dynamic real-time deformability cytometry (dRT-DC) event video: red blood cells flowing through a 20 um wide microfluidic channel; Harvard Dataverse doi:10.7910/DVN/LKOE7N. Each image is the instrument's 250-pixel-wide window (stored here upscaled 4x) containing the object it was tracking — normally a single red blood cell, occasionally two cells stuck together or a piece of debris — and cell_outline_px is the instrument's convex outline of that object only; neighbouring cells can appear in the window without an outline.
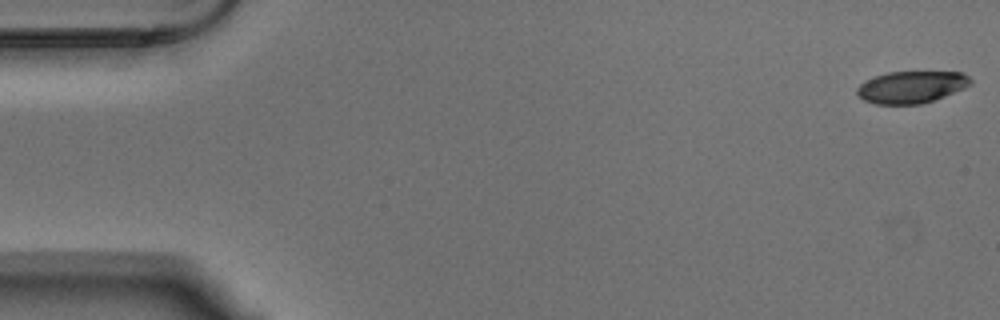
{"species": "Egyptian fruit bat (a non-hibernating species)", "species_latin": "Rousettus aegyptiacus", "temperature_condition": "warm", "stored_images_in_passage": 55, "camera_frame_rate_fps": 3000, "um_per_image_px": 0.085, "animal": {"sex": "male"}, "frame": {"image": 1, "passage_image": 1, "time_ms": 0.0, "image_size_px": [1000, 320], "cell_outline_px": [[972, 84], [964, 88], [944, 96], [920, 104], [876, 104], [864, 100], [856, 92], [856, 88], [860, 84], [876, 76], [888, 72], [964, 72], [972, 80]], "centroid_in_image_um": [77.49, 7.39], "position_along_channel_um": 7.5, "area_um2": 20.98}}
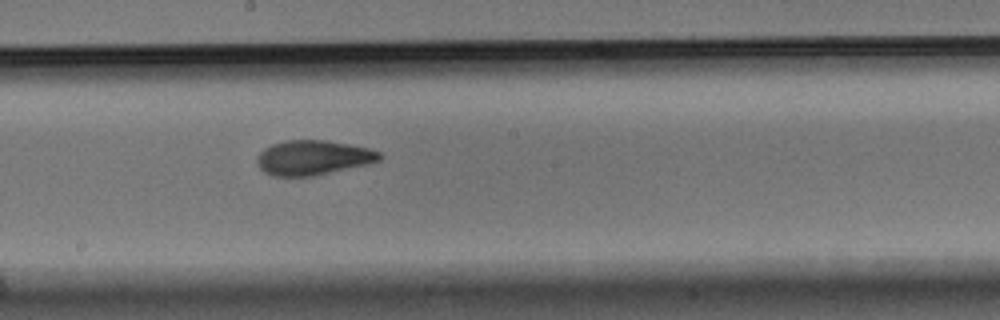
{"frame": {"image": 2, "passage_image": 30, "time_ms": 9.667, "image_size_px": [1000, 320], "cell_outline_px": [[380, 160], [368, 164], [312, 176], [272, 176], [264, 172], [260, 168], [256, 160], [260, 152], [264, 148], [272, 144], [284, 140], [328, 140], [368, 148], [380, 152]], "centroid_in_image_um": [26.58, 13.39], "position_along_channel_um": 221.6, "area_um2": 24.68}}
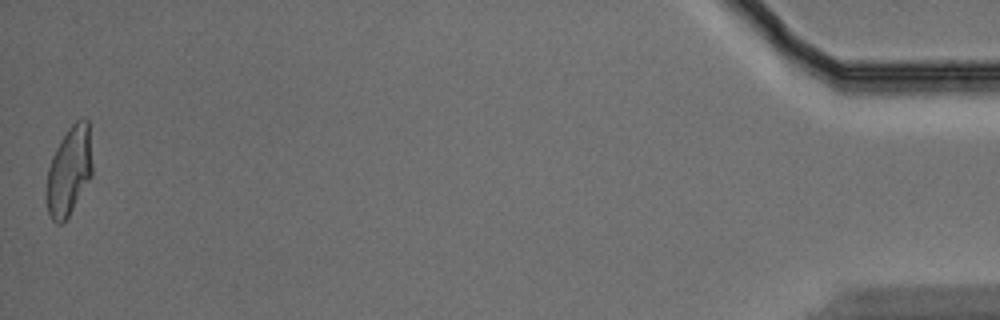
{"frame": {"image": 3, "passage_image": 55, "time_ms": 18.0, "image_size_px": [1000, 320], "cell_outline_px": [[92, 176], [68, 216], [60, 224], [56, 224], [52, 220], [48, 212], [44, 192], [48, 168], [52, 156], [60, 140], [68, 128], [76, 120], [88, 120], [92, 164]], "centroid_in_image_um": [5.84, 14.56], "position_along_channel_um": 429.4, "area_um2": 23.81}, "authors_computed_cell_mechanics": {"area_um2": 23.9292, "velocity_mm_per_s": 3.6381, "shape_relaxation_time_tau1_ms": 6.8665, "shape_relaxation_time_tau2_ms": 1.9822, "deformation_change_tau1": 0.2156, "deformation_change_tau2": 0.0862}}